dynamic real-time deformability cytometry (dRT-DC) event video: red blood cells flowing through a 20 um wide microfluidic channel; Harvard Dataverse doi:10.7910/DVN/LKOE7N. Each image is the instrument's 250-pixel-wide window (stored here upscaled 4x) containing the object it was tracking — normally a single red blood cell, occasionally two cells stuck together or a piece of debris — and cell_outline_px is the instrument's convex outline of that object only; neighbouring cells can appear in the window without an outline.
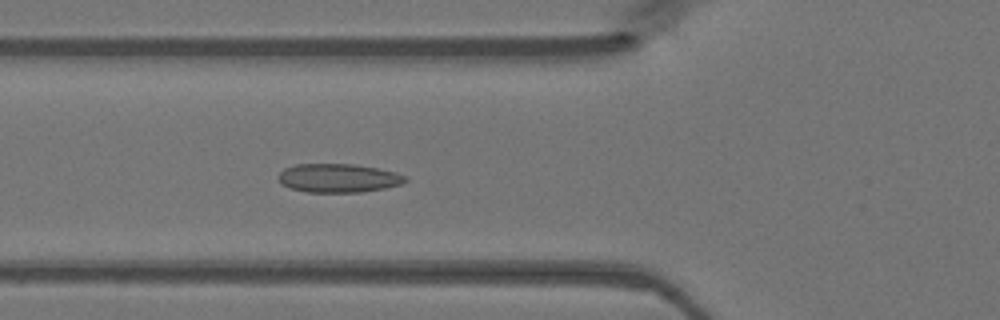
{"species": "Egyptian fruit bat (a non-hibernating species)", "species_latin": "Rousettus aegyptiacus", "temperature_condition": "warm", "stored_images_in_passage": 36, "camera_frame_rate_fps": 3000, "um_per_image_px": 0.085, "animal": {"sex": "female"}, "frame": {"image": 1, "passage_image": 6, "time_ms": 1.667, "image_size_px": [1000, 320], "cell_outline_px": [[408, 180], [404, 184], [384, 188], [360, 192], [308, 192], [288, 188], [280, 184], [276, 176], [284, 168], [296, 164], [352, 164], [376, 168], [396, 172], [408, 176]], "centroid_in_image_um": [28.74, 15.14], "position_along_channel_um": 97.1, "area_um2": 21.5}}
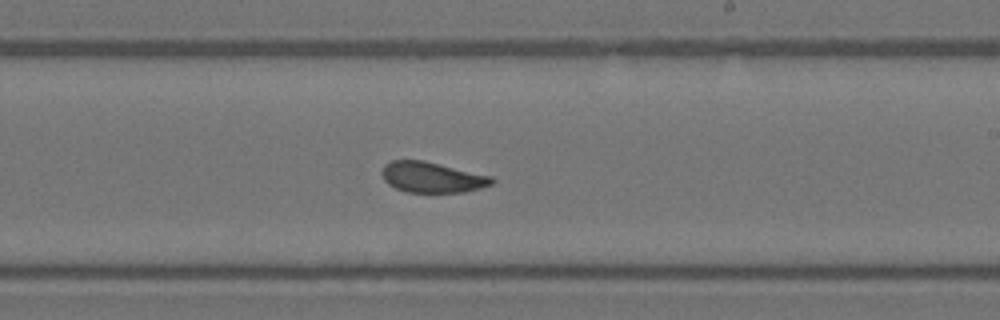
{"frame": {"image": 2, "passage_image": 17, "time_ms": 5.333, "image_size_px": [1000, 320], "cell_outline_px": [[496, 180], [492, 184], [480, 188], [464, 192], [408, 192], [396, 188], [388, 184], [384, 180], [380, 172], [384, 164], [392, 160], [424, 160], [492, 176]], "centroid_in_image_um": [36.71, 15.06], "position_along_channel_um": 252.3, "area_um2": 19.71}}
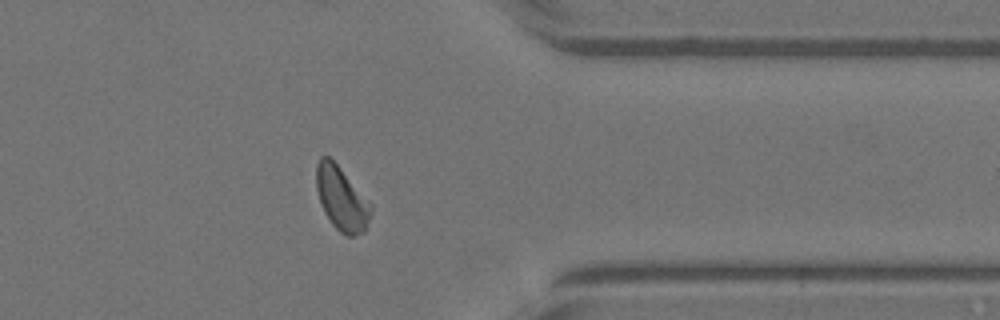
{"frame": {"image": 3, "passage_image": 27, "time_ms": 8.667, "image_size_px": [1000, 320], "cell_outline_px": [[372, 212], [364, 232], [352, 236], [348, 236], [340, 232], [332, 224], [324, 212], [316, 188], [316, 164], [320, 156], [328, 156], [340, 168], [372, 204]], "centroid_in_image_um": [29.03, 16.89], "position_along_channel_um": 382.4, "area_um2": 20.11}}